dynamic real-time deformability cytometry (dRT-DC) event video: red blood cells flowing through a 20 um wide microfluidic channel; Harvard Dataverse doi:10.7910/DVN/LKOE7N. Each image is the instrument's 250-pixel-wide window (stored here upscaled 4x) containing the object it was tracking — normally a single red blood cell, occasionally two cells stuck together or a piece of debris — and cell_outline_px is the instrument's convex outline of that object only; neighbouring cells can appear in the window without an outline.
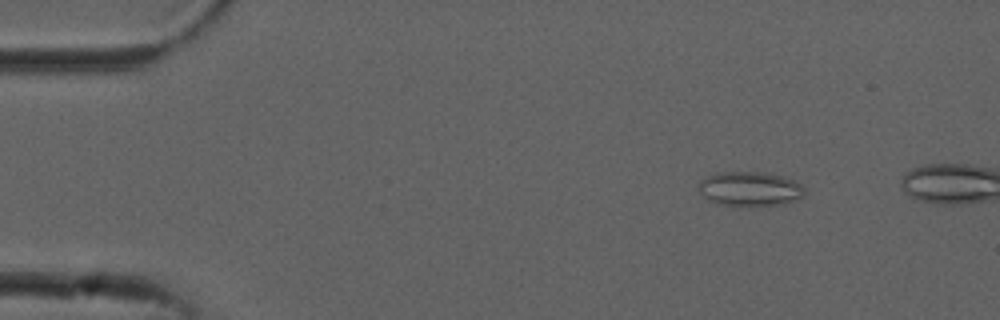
{"species": "common noctule bat (a hibernating species)", "species_latin": "Nyctalus noctula", "temperature_condition": "cold", "stored_images_in_passage": 48, "camera_frame_rate_fps": 3000, "um_per_image_px": 0.085, "animal": {"sex": "male", "forearm_length_mm": 52.5}, "frame": {"image": 1, "passage_image": 7, "time_ms": 2.0, "image_size_px": [1000, 320], "cell_outline_px": [[804, 196], [796, 200], [784, 204], [736, 208], [732, 208], [716, 204], [708, 200], [700, 192], [696, 184], [700, 180], [716, 172], [760, 172], [780, 176], [792, 180], [800, 184], [804, 188]], "centroid_in_image_um": [63.68, 16.1], "position_along_channel_um": 21.3, "area_um2": 21.91}}
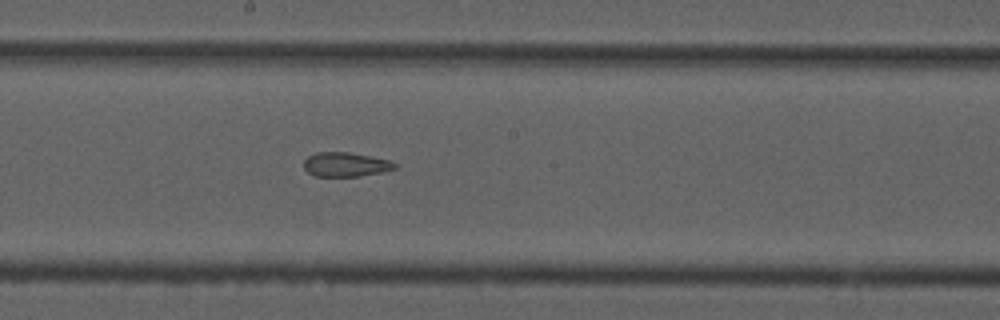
{"frame": {"image": 2, "passage_image": 29, "time_ms": 9.333, "image_size_px": [1000, 320], "cell_outline_px": [[396, 168], [384, 172], [360, 176], [316, 176], [308, 172], [304, 168], [304, 160], [308, 156], [316, 152], [348, 152], [388, 160], [396, 164]], "centroid_in_image_um": [29.36, 13.98], "position_along_channel_um": 218.8, "area_um2": 12.77}}
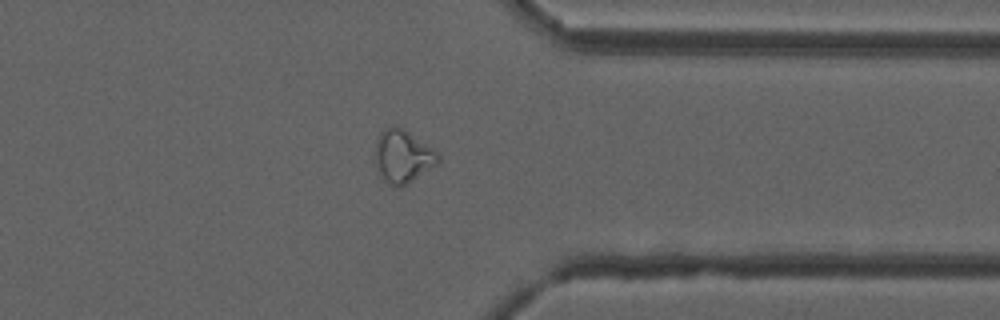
{"frame": {"image": 3, "passage_image": 42, "time_ms": 13.667, "image_size_px": [1000, 320], "cell_outline_px": [[440, 160], [436, 164], [400, 188], [388, 184], [380, 176], [376, 160], [376, 144], [380, 132], [384, 128], [404, 128], [432, 148], [440, 156]], "centroid_in_image_um": [34.23, 13.3], "position_along_channel_um": 377.2, "area_um2": 18.9}}